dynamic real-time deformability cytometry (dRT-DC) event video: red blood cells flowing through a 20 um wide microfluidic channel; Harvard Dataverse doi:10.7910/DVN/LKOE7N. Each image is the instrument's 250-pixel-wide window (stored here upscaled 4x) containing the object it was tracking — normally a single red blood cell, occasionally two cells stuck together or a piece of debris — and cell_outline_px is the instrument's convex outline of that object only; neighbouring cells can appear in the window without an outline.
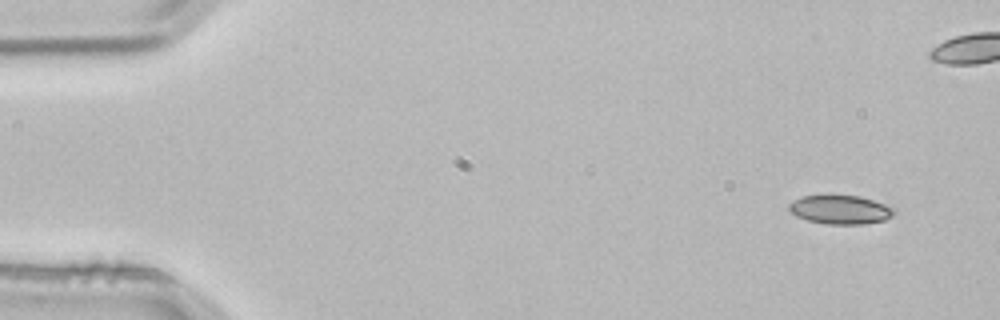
{"species": "common noctule bat (a hibernating species)", "species_latin": "Nyctalus noctula", "temperature_condition": "room temperature", "stored_images_in_passage": 5, "camera_frame_rate_fps": 3000, "um_per_image_px": 0.085, "animal": {"sex": "male", "body_mass_g": 21.5, "forearm_length_mm": 52.0}, "frame": {"image": 1, "passage_image": 1, "time_ms": 0.0, "image_size_px": [1000, 320], "cell_outline_px": [[896, 212], [892, 216], [884, 220], [864, 224], [828, 224], [808, 220], [796, 216], [788, 208], [788, 204], [792, 200], [800, 196], [832, 192], [860, 196], [896, 208]], "centroid_in_image_um": [71.39, 17.76], "position_along_channel_um": 13.6, "area_um2": 18.44}}